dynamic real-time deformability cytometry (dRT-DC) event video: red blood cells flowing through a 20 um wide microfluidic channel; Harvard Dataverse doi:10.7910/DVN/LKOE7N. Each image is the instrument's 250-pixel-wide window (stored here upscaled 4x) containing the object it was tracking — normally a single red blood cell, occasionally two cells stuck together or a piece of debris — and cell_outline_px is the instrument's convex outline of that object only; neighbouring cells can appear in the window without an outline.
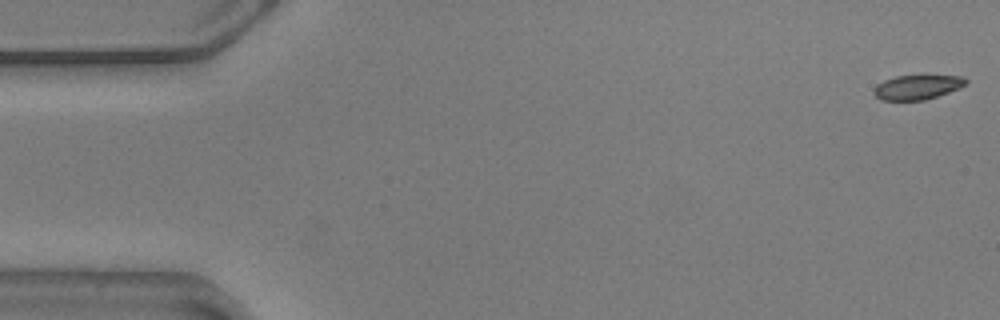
{"species": "common noctule bat (a hibernating species)", "species_latin": "Nyctalus noctula", "temperature_condition": "warm", "stored_images_in_passage": 56, "camera_frame_rate_fps": 3000, "um_per_image_px": 0.085, "animal": {"sex": "male", "body_mass_g": 20.5, "forearm_length_mm": 52.5}, "frame": {"image": 1, "passage_image": 1, "time_ms": 0.0, "image_size_px": [1000, 320], "cell_outline_px": [[968, 84], [948, 92], [924, 100], [880, 100], [872, 92], [876, 84], [884, 80], [896, 76], [924, 72], [964, 76], [968, 80]], "centroid_in_image_um": [78.02, 7.33], "position_along_channel_um": 7.0, "area_um2": 14.05}}
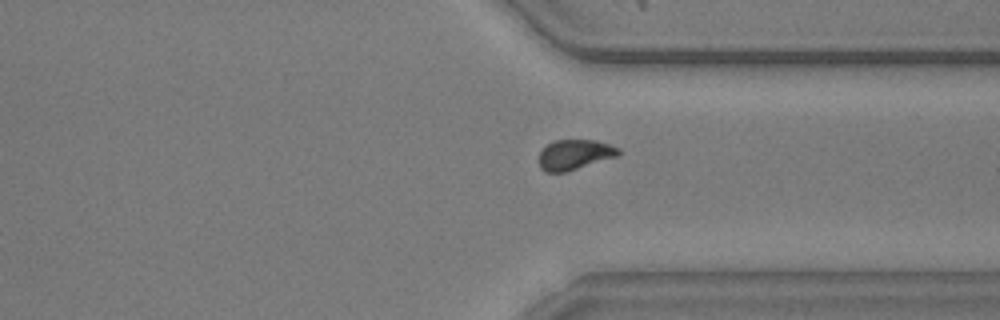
{"frame": {"image": 2, "passage_image": 42, "time_ms": 13.667, "image_size_px": [1000, 320], "cell_outline_px": [[620, 152], [616, 156], [568, 172], [544, 172], [540, 168], [540, 152], [552, 140], [596, 140], [620, 148]], "centroid_in_image_um": [48.83, 13.15], "position_along_channel_um": 362.6, "area_um2": 13.93}}
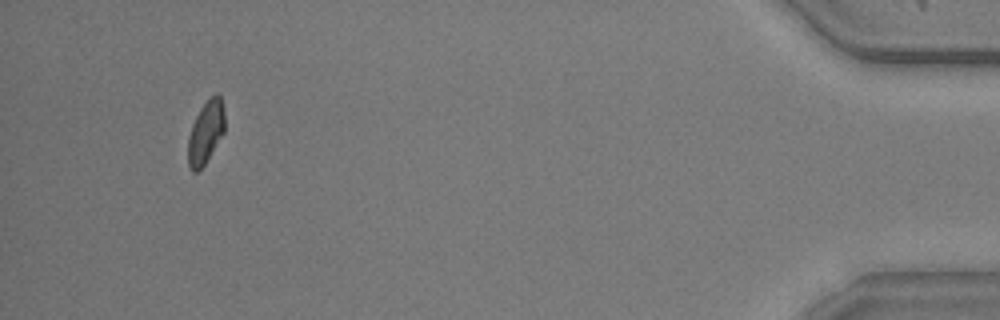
{"frame": {"image": 3, "passage_image": 53, "time_ms": 17.333, "image_size_px": [1000, 320], "cell_outline_px": [[224, 132], [204, 164], [196, 172], [192, 172], [188, 164], [188, 136], [192, 124], [200, 108], [216, 92], [220, 96], [224, 112]], "centroid_in_image_um": [17.47, 11.24], "position_along_channel_um": 417.7, "area_um2": 13.18}, "authors_computed_cell_mechanics": {"area_um2": 14.5367, "velocity_mm_per_s": 3.5891, "shape_relaxation_time_tau1_ms": 5.0066, "shape_relaxation_time_tau2_ms": 2.2782, "deformation_change_tau1": 0.1377, "deformation_change_tau2": 0.041}}